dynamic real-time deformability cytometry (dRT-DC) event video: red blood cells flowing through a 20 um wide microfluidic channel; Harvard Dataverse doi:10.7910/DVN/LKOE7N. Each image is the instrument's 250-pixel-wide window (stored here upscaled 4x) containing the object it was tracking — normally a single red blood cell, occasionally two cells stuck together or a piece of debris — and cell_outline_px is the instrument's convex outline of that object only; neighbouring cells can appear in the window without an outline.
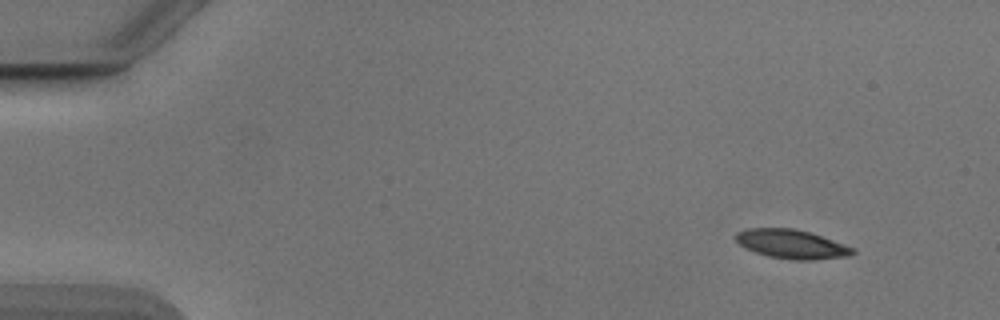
{"species": "Egyptian fruit bat (a non-hibernating species)", "species_latin": "Rousettus aegyptiacus", "temperature_condition": "cold", "stored_images_in_passage": 49, "camera_frame_rate_fps": 3000, "um_per_image_px": 0.085, "animal": {"sex": "male"}, "frame": {"image": 1, "passage_image": 1, "time_ms": 0.0, "image_size_px": [1000, 320], "cell_outline_px": [[856, 252], [848, 256], [812, 260], [792, 260], [768, 256], [756, 252], [740, 244], [736, 240], [736, 232], [748, 228], [792, 228], [808, 232], [856, 248]], "centroid_in_image_um": [67.31, 20.75], "position_along_channel_um": 17.7, "area_um2": 19.54}}
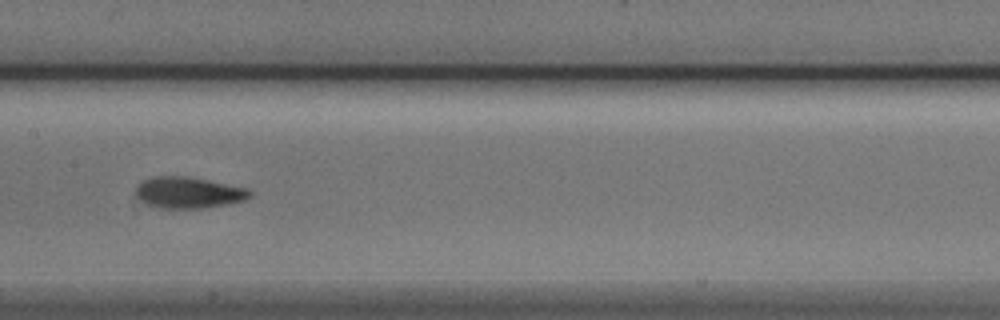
{"frame": {"image": 2, "passage_image": 23, "time_ms": 7.333, "image_size_px": [1000, 320], "cell_outline_px": [[252, 196], [244, 200], [232, 204], [204, 208], [152, 208], [140, 200], [136, 196], [136, 188], [144, 180], [156, 176], [184, 176], [208, 180], [248, 188], [252, 192]], "centroid_in_image_um": [16.04, 16.39], "position_along_channel_um": 191.4, "area_um2": 20.98}}
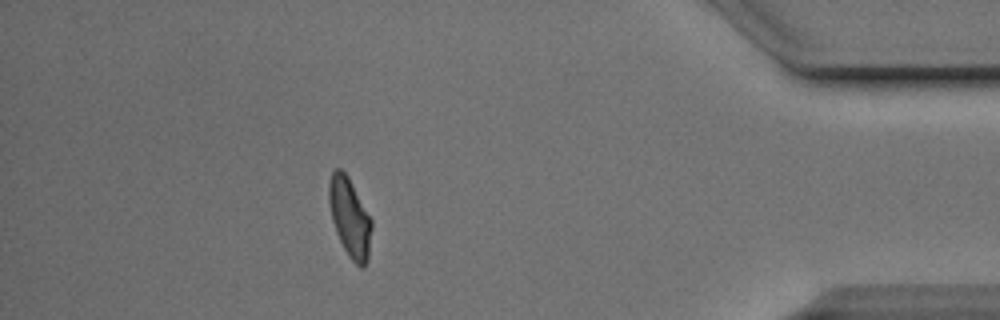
{"frame": {"image": 3, "passage_image": 43, "time_ms": 14.0, "image_size_px": [1000, 320], "cell_outline_px": [[372, 228], [368, 260], [364, 268], [360, 268], [348, 256], [336, 232], [332, 220], [328, 204], [328, 184], [332, 172], [336, 168], [340, 168], [348, 176], [372, 220]], "centroid_in_image_um": [29.73, 18.5], "position_along_channel_um": 405.5, "area_um2": 19.77}, "authors_computed_cell_mechanics": {"area_um2": 20.1144, "velocity_mm_per_s": 3.883, "shape_relaxation_time_tau1_ms": 3.5864, "shape_relaxation_time_tau2_ms": 1.7722, "deformation_change_tau1": 0.1274, "deformation_change_tau2": 0.0699}}